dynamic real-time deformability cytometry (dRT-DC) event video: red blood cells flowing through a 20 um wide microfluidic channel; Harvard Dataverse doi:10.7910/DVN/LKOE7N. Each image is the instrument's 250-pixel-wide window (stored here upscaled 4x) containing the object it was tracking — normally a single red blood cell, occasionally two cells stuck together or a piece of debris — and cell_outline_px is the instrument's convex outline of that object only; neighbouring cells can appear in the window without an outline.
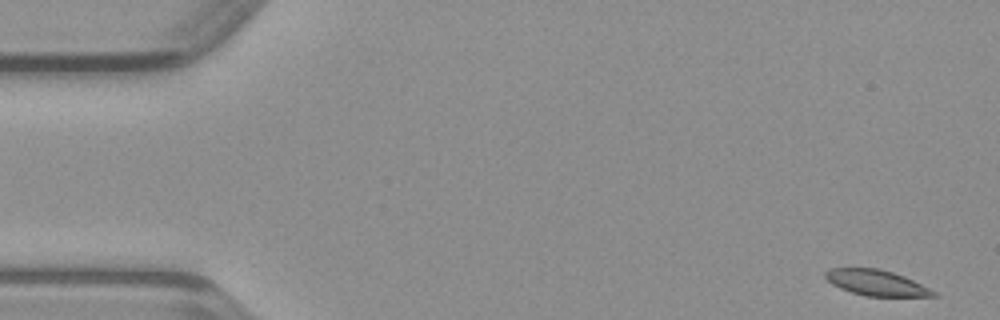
{"species": "common noctule bat (a hibernating species)", "species_latin": "Nyctalus noctula", "temperature_condition": "warm", "stored_images_in_passage": 11, "camera_frame_rate_fps": 3000, "um_per_image_px": 0.085, "animal": {"sex": "male", "body_mass_g": 23.1, "forearm_length_mm": 52.7}, "frame": {"image": 1, "passage_image": 1, "time_ms": 0.0, "image_size_px": [1000, 320], "cell_outline_px": [[940, 296], [864, 296], [840, 288], [832, 284], [824, 276], [824, 272], [828, 268], [880, 268], [904, 276], [936, 292]], "centroid_in_image_um": [74.45, 24.03], "position_along_channel_um": 10.6, "area_um2": 16.07}}